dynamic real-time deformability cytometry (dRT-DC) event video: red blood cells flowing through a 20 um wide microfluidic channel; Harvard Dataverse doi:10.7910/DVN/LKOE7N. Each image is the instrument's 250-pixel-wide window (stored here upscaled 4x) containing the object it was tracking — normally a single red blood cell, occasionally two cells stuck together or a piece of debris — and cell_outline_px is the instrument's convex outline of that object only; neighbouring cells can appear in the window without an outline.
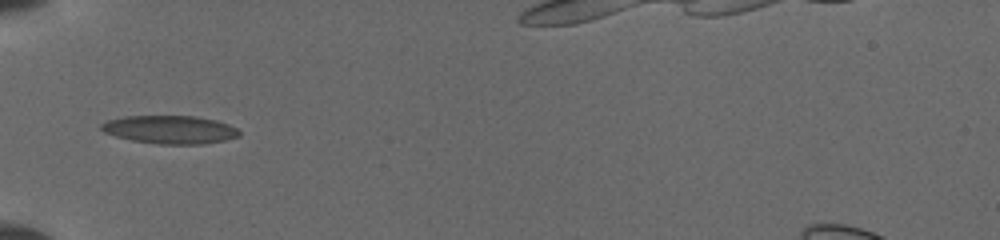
{"species": "common noctule bat (a hibernating species)", "species_latin": "Nyctalus noctula", "temperature_condition": "cold", "stored_images_in_passage": 17, "camera_frame_rate_fps": 3000, "um_per_image_px": 0.085, "animal": {"sex": "female", "body_mass_g": 19.5, "forearm_length_mm": 54.1}, "frame": {"image": 1, "passage_image": 16, "time_ms": 6.667, "image_size_px": [1000, 240], "cell_outline_px": [[240, 136], [224, 140], [204, 144], [160, 144], [132, 140], [116, 136], [104, 132], [100, 128], [100, 124], [108, 120], [128, 116], [192, 116], [216, 120], [228, 124], [236, 128], [240, 132]], "centroid_in_image_um": [14.46, 11.02], "position_along_channel_um": 70.5, "area_um2": 22.48}}